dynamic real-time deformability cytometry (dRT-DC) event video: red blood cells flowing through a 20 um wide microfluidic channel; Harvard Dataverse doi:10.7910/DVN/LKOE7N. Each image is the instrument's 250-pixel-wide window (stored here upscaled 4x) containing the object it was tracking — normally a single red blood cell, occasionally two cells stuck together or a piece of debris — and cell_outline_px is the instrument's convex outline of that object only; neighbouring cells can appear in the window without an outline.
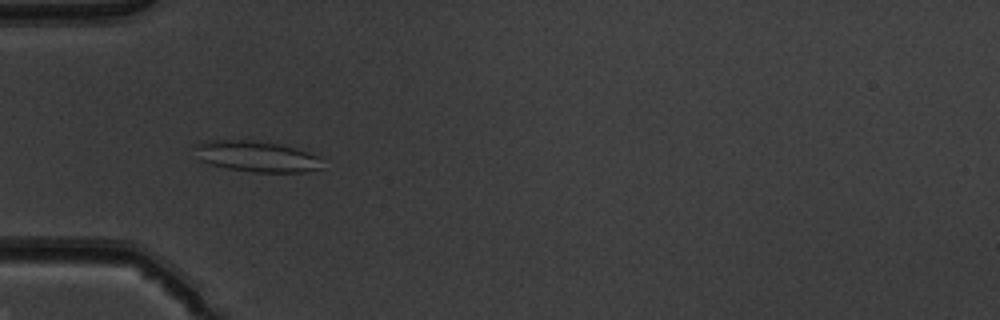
{"species": "common noctule bat (a hibernating species)", "species_latin": "Nyctalus noctula", "temperature_condition": "warm", "stored_images_in_passage": 35, "camera_frame_rate_fps": 3000, "um_per_image_px": 0.085, "animal": {"sex": "male", "body_mass_g": 19.5, "forearm_length_mm": 54.6}, "frame": {"image": 1, "passage_image": 1, "time_ms": 0.0, "image_size_px": [1000, 320], "cell_outline_px": [[324, 156], [320, 168], [304, 172], [252, 172], [228, 168], [212, 164], [200, 160], [192, 144], [208, 140], [252, 140], [280, 144]], "centroid_in_image_um": [21.84, 13.28], "position_along_channel_um": 63.2, "area_um2": 23.12}}
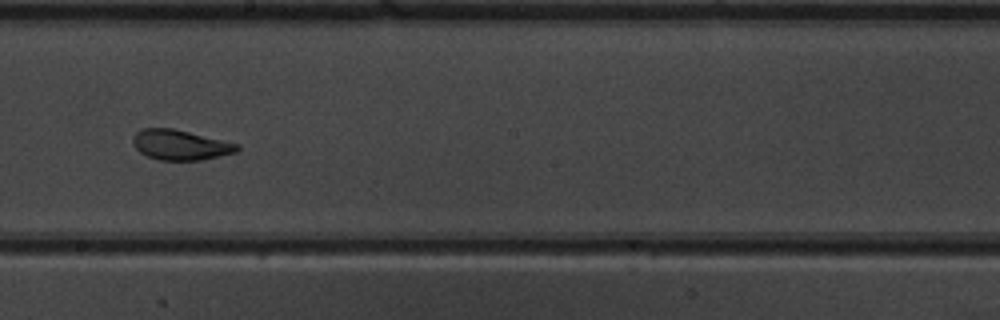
{"frame": {"image": 2, "passage_image": 14, "time_ms": 4.333, "image_size_px": [1000, 320], "cell_outline_px": [[240, 148], [236, 152], [200, 160], [160, 160], [148, 156], [140, 152], [132, 144], [132, 136], [140, 128], [172, 128], [240, 144]], "centroid_in_image_um": [15.3, 12.31], "position_along_channel_um": 232.9, "area_um2": 18.26}}
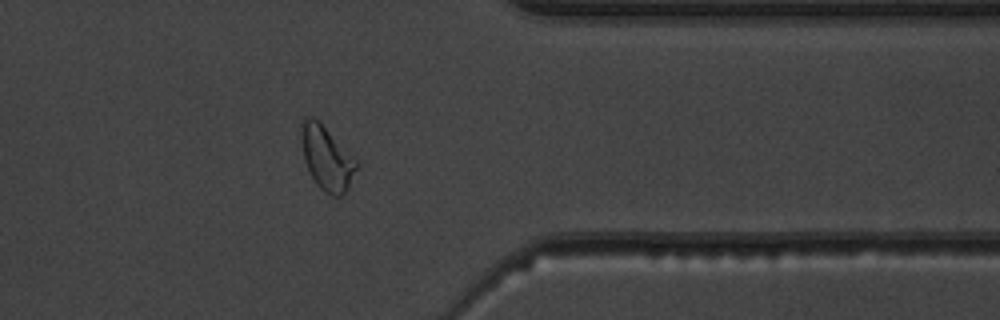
{"frame": {"image": 3, "passage_image": 26, "time_ms": 8.333, "image_size_px": [1000, 320], "cell_outline_px": [[360, 164], [348, 188], [340, 196], [332, 196], [324, 192], [316, 184], [304, 160], [300, 132], [300, 120], [304, 116], [312, 116], [320, 120]], "centroid_in_image_um": [27.76, 13.38], "position_along_channel_um": 383.6, "area_um2": 20.92}, "authors_computed_cell_mechanics": {"area_um2": 18.9006, "velocity_mm_per_s": 3.9881, "shape_relaxation_time_tau1_ms": 7.8593, "shape_relaxation_time_tau2_ms": 0.9871, "deformation_change_tau1": 0.232, "deformation_change_tau2": 0.0773}}